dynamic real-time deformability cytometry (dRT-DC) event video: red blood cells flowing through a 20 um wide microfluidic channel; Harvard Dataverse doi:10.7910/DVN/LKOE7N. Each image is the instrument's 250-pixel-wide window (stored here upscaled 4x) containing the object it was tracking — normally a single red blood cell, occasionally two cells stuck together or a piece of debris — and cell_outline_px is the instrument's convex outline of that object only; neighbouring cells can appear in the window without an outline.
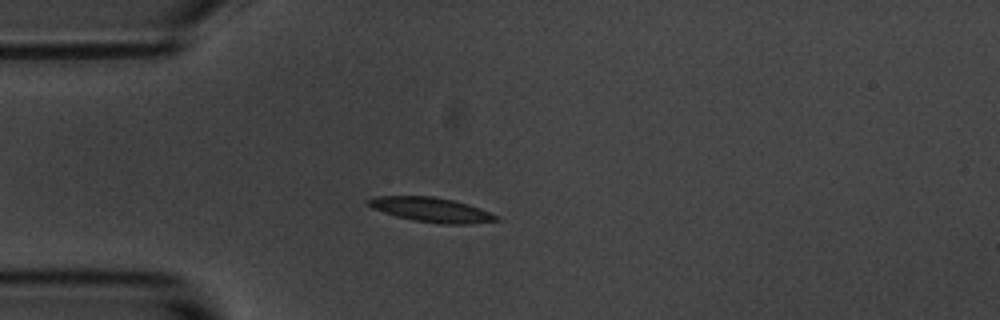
{"species": "common noctule bat (a hibernating species)", "species_latin": "Nyctalus noctula", "temperature_condition": "room temperature", "stored_images_in_passage": 4, "camera_frame_rate_fps": 3000, "um_per_image_px": 0.085, "animal": {"sex": "male", "body_mass_g": 20.1, "forearm_length_mm": 53.5}, "frame": {"image": 1, "passage_image": 4, "time_ms": 3.333, "image_size_px": [1000, 320], "cell_outline_px": [[500, 220], [468, 224], [440, 224], [412, 220], [396, 216], [372, 208], [364, 204], [364, 200], [372, 196], [432, 196], [452, 200], [468, 204], [480, 208], [500, 216]], "centroid_in_image_um": [36.62, 17.82], "position_along_channel_um": 48.4, "area_um2": 18.55}}